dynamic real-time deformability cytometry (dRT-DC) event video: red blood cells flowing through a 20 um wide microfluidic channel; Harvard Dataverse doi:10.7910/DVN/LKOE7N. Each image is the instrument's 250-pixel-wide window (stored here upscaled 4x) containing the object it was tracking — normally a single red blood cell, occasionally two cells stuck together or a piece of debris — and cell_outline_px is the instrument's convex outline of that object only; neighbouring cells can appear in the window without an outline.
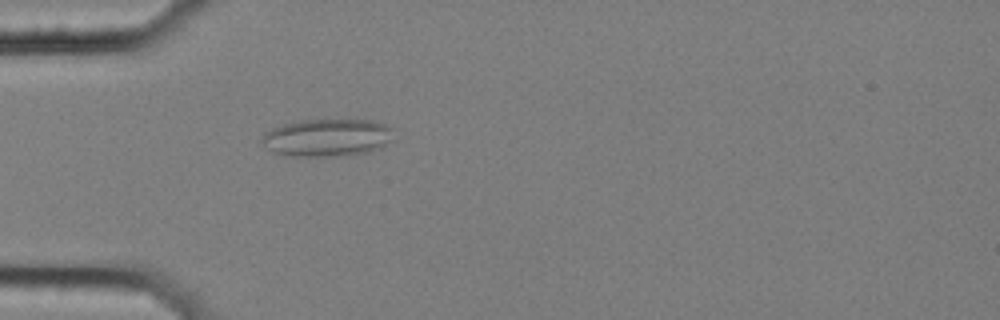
{"species": "common noctule bat (a hibernating species)", "species_latin": "Nyctalus noctula", "temperature_condition": "cold", "stored_images_in_passage": 2, "camera_frame_rate_fps": 3000, "um_per_image_px": 0.085, "animal": {"sex": "female", "body_mass_g": 25.1}, "frame": {"image": 1, "passage_image": 1, "time_ms": 0.0, "image_size_px": [1000, 320], "cell_outline_px": [[396, 128], [392, 140], [380, 148], [368, 152], [336, 156], [292, 156], [272, 152], [260, 140], [264, 132], [272, 128], [284, 124], [300, 120], [356, 116], [372, 120]], "centroid_in_image_um": [27.89, 11.64], "position_along_channel_um": 57.1, "area_um2": 30.11}}